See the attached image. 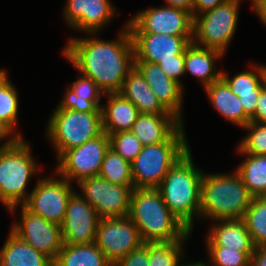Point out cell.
<instances>
[{
    "instance_id": "9c48e42d",
    "label": "cell",
    "mask_w": 266,
    "mask_h": 266,
    "mask_svg": "<svg viewBox=\"0 0 266 266\" xmlns=\"http://www.w3.org/2000/svg\"><path fill=\"white\" fill-rule=\"evenodd\" d=\"M53 174L39 178L23 206L33 214L61 226L68 201L75 189L68 180L56 172Z\"/></svg>"
},
{
    "instance_id": "b9f144b4",
    "label": "cell",
    "mask_w": 266,
    "mask_h": 266,
    "mask_svg": "<svg viewBox=\"0 0 266 266\" xmlns=\"http://www.w3.org/2000/svg\"><path fill=\"white\" fill-rule=\"evenodd\" d=\"M250 3L259 21L266 26V0H250Z\"/></svg>"
},
{
    "instance_id": "ac0fdd59",
    "label": "cell",
    "mask_w": 266,
    "mask_h": 266,
    "mask_svg": "<svg viewBox=\"0 0 266 266\" xmlns=\"http://www.w3.org/2000/svg\"><path fill=\"white\" fill-rule=\"evenodd\" d=\"M135 68L141 73L150 89L161 104L183 123L184 88L175 80L170 79L158 64L146 61H135Z\"/></svg>"
},
{
    "instance_id": "7402d4cb",
    "label": "cell",
    "mask_w": 266,
    "mask_h": 266,
    "mask_svg": "<svg viewBox=\"0 0 266 266\" xmlns=\"http://www.w3.org/2000/svg\"><path fill=\"white\" fill-rule=\"evenodd\" d=\"M184 123L174 114H139L131 132L143 146L166 142Z\"/></svg>"
},
{
    "instance_id": "4316f807",
    "label": "cell",
    "mask_w": 266,
    "mask_h": 266,
    "mask_svg": "<svg viewBox=\"0 0 266 266\" xmlns=\"http://www.w3.org/2000/svg\"><path fill=\"white\" fill-rule=\"evenodd\" d=\"M0 249V266H53V261L11 230Z\"/></svg>"
},
{
    "instance_id": "ffe728a7",
    "label": "cell",
    "mask_w": 266,
    "mask_h": 266,
    "mask_svg": "<svg viewBox=\"0 0 266 266\" xmlns=\"http://www.w3.org/2000/svg\"><path fill=\"white\" fill-rule=\"evenodd\" d=\"M213 222L205 236L206 247H226L244 253H254L255 246L242 218Z\"/></svg>"
},
{
    "instance_id": "484cf974",
    "label": "cell",
    "mask_w": 266,
    "mask_h": 266,
    "mask_svg": "<svg viewBox=\"0 0 266 266\" xmlns=\"http://www.w3.org/2000/svg\"><path fill=\"white\" fill-rule=\"evenodd\" d=\"M203 90L212 106L225 120L241 128L250 122V118L243 110L240 98L230 90L222 79L211 83Z\"/></svg>"
},
{
    "instance_id": "7bdbcfd3",
    "label": "cell",
    "mask_w": 266,
    "mask_h": 266,
    "mask_svg": "<svg viewBox=\"0 0 266 266\" xmlns=\"http://www.w3.org/2000/svg\"><path fill=\"white\" fill-rule=\"evenodd\" d=\"M165 6L193 13V0H164Z\"/></svg>"
},
{
    "instance_id": "6da1fadb",
    "label": "cell",
    "mask_w": 266,
    "mask_h": 266,
    "mask_svg": "<svg viewBox=\"0 0 266 266\" xmlns=\"http://www.w3.org/2000/svg\"><path fill=\"white\" fill-rule=\"evenodd\" d=\"M72 37L62 49L64 58L77 73L91 78L104 93H119L123 82L135 67V52L126 23L118 31V38L102 40L98 33Z\"/></svg>"
},
{
    "instance_id": "30bf717a",
    "label": "cell",
    "mask_w": 266,
    "mask_h": 266,
    "mask_svg": "<svg viewBox=\"0 0 266 266\" xmlns=\"http://www.w3.org/2000/svg\"><path fill=\"white\" fill-rule=\"evenodd\" d=\"M109 148V135L103 132L83 145L65 151L56 160L54 170L57 175L71 184H78L83 179L98 176L105 153Z\"/></svg>"
},
{
    "instance_id": "ee69618b",
    "label": "cell",
    "mask_w": 266,
    "mask_h": 266,
    "mask_svg": "<svg viewBox=\"0 0 266 266\" xmlns=\"http://www.w3.org/2000/svg\"><path fill=\"white\" fill-rule=\"evenodd\" d=\"M17 137L4 125L0 122V144L3 142L0 146H9L11 145Z\"/></svg>"
},
{
    "instance_id": "8fae6325",
    "label": "cell",
    "mask_w": 266,
    "mask_h": 266,
    "mask_svg": "<svg viewBox=\"0 0 266 266\" xmlns=\"http://www.w3.org/2000/svg\"><path fill=\"white\" fill-rule=\"evenodd\" d=\"M77 186L100 219L128 216L134 186L116 185L99 176L83 179Z\"/></svg>"
},
{
    "instance_id": "7a4b0ae2",
    "label": "cell",
    "mask_w": 266,
    "mask_h": 266,
    "mask_svg": "<svg viewBox=\"0 0 266 266\" xmlns=\"http://www.w3.org/2000/svg\"><path fill=\"white\" fill-rule=\"evenodd\" d=\"M128 217L144 243L174 242L190 232L169 210L157 188H134Z\"/></svg>"
},
{
    "instance_id": "9a60e30c",
    "label": "cell",
    "mask_w": 266,
    "mask_h": 266,
    "mask_svg": "<svg viewBox=\"0 0 266 266\" xmlns=\"http://www.w3.org/2000/svg\"><path fill=\"white\" fill-rule=\"evenodd\" d=\"M63 7L66 26L82 33H99L117 16L111 0H67Z\"/></svg>"
},
{
    "instance_id": "44dd1931",
    "label": "cell",
    "mask_w": 266,
    "mask_h": 266,
    "mask_svg": "<svg viewBox=\"0 0 266 266\" xmlns=\"http://www.w3.org/2000/svg\"><path fill=\"white\" fill-rule=\"evenodd\" d=\"M76 79L70 83L59 105L55 109L73 110L76 112H102L101 99L104 93L98 88L96 83L89 77L76 74Z\"/></svg>"
},
{
    "instance_id": "836d02e7",
    "label": "cell",
    "mask_w": 266,
    "mask_h": 266,
    "mask_svg": "<svg viewBox=\"0 0 266 266\" xmlns=\"http://www.w3.org/2000/svg\"><path fill=\"white\" fill-rule=\"evenodd\" d=\"M242 129L248 134L241 139L237 147L249 155H266V123L250 121Z\"/></svg>"
},
{
    "instance_id": "ba28073f",
    "label": "cell",
    "mask_w": 266,
    "mask_h": 266,
    "mask_svg": "<svg viewBox=\"0 0 266 266\" xmlns=\"http://www.w3.org/2000/svg\"><path fill=\"white\" fill-rule=\"evenodd\" d=\"M240 4L241 0H226L214 9L195 16L192 43L226 55L238 27Z\"/></svg>"
},
{
    "instance_id": "3957f363",
    "label": "cell",
    "mask_w": 266,
    "mask_h": 266,
    "mask_svg": "<svg viewBox=\"0 0 266 266\" xmlns=\"http://www.w3.org/2000/svg\"><path fill=\"white\" fill-rule=\"evenodd\" d=\"M191 149L168 171L157 187L169 210L193 233L200 220L203 171L194 165Z\"/></svg>"
},
{
    "instance_id": "7dc6e473",
    "label": "cell",
    "mask_w": 266,
    "mask_h": 266,
    "mask_svg": "<svg viewBox=\"0 0 266 266\" xmlns=\"http://www.w3.org/2000/svg\"><path fill=\"white\" fill-rule=\"evenodd\" d=\"M263 84L264 87L266 88V65H263Z\"/></svg>"
},
{
    "instance_id": "603a6c76",
    "label": "cell",
    "mask_w": 266,
    "mask_h": 266,
    "mask_svg": "<svg viewBox=\"0 0 266 266\" xmlns=\"http://www.w3.org/2000/svg\"><path fill=\"white\" fill-rule=\"evenodd\" d=\"M107 103L101 105L102 128L108 135L131 131L140 114L138 108L120 93H107Z\"/></svg>"
},
{
    "instance_id": "2e32d148",
    "label": "cell",
    "mask_w": 266,
    "mask_h": 266,
    "mask_svg": "<svg viewBox=\"0 0 266 266\" xmlns=\"http://www.w3.org/2000/svg\"><path fill=\"white\" fill-rule=\"evenodd\" d=\"M76 190L70 197L61 225L63 243L68 245L95 242L100 218L95 209Z\"/></svg>"
},
{
    "instance_id": "277c9868",
    "label": "cell",
    "mask_w": 266,
    "mask_h": 266,
    "mask_svg": "<svg viewBox=\"0 0 266 266\" xmlns=\"http://www.w3.org/2000/svg\"><path fill=\"white\" fill-rule=\"evenodd\" d=\"M253 198L236 170L224 174L203 173L200 220L212 222L243 218Z\"/></svg>"
},
{
    "instance_id": "5b68a950",
    "label": "cell",
    "mask_w": 266,
    "mask_h": 266,
    "mask_svg": "<svg viewBox=\"0 0 266 266\" xmlns=\"http://www.w3.org/2000/svg\"><path fill=\"white\" fill-rule=\"evenodd\" d=\"M32 155V149L25 138H17L0 153V204L9 213L23 205L31 192L26 191L28 181L42 169Z\"/></svg>"
},
{
    "instance_id": "e0dca14e",
    "label": "cell",
    "mask_w": 266,
    "mask_h": 266,
    "mask_svg": "<svg viewBox=\"0 0 266 266\" xmlns=\"http://www.w3.org/2000/svg\"><path fill=\"white\" fill-rule=\"evenodd\" d=\"M135 61L158 64L161 60L175 59L193 41V36H173L155 33H131Z\"/></svg>"
},
{
    "instance_id": "74e56055",
    "label": "cell",
    "mask_w": 266,
    "mask_h": 266,
    "mask_svg": "<svg viewBox=\"0 0 266 266\" xmlns=\"http://www.w3.org/2000/svg\"><path fill=\"white\" fill-rule=\"evenodd\" d=\"M148 243L131 251L126 257L118 260L113 266H149Z\"/></svg>"
},
{
    "instance_id": "cb8c5ba5",
    "label": "cell",
    "mask_w": 266,
    "mask_h": 266,
    "mask_svg": "<svg viewBox=\"0 0 266 266\" xmlns=\"http://www.w3.org/2000/svg\"><path fill=\"white\" fill-rule=\"evenodd\" d=\"M224 56L218 50L202 48L191 43L185 49V74L189 73L197 78L204 89L221 79L222 70L216 68V61L221 60Z\"/></svg>"
},
{
    "instance_id": "c3c4849f",
    "label": "cell",
    "mask_w": 266,
    "mask_h": 266,
    "mask_svg": "<svg viewBox=\"0 0 266 266\" xmlns=\"http://www.w3.org/2000/svg\"><path fill=\"white\" fill-rule=\"evenodd\" d=\"M4 147H7V146H0V153H1V151H2V149H3Z\"/></svg>"
},
{
    "instance_id": "d4e9b609",
    "label": "cell",
    "mask_w": 266,
    "mask_h": 266,
    "mask_svg": "<svg viewBox=\"0 0 266 266\" xmlns=\"http://www.w3.org/2000/svg\"><path fill=\"white\" fill-rule=\"evenodd\" d=\"M119 93L130 100L141 114H173L161 104L135 67L125 78Z\"/></svg>"
},
{
    "instance_id": "bcb514c9",
    "label": "cell",
    "mask_w": 266,
    "mask_h": 266,
    "mask_svg": "<svg viewBox=\"0 0 266 266\" xmlns=\"http://www.w3.org/2000/svg\"><path fill=\"white\" fill-rule=\"evenodd\" d=\"M8 76L7 69L0 68V83Z\"/></svg>"
},
{
    "instance_id": "d590c367",
    "label": "cell",
    "mask_w": 266,
    "mask_h": 266,
    "mask_svg": "<svg viewBox=\"0 0 266 266\" xmlns=\"http://www.w3.org/2000/svg\"><path fill=\"white\" fill-rule=\"evenodd\" d=\"M109 139L110 147L130 163L143 148L142 143L131 131L113 133L109 135Z\"/></svg>"
},
{
    "instance_id": "8992f818",
    "label": "cell",
    "mask_w": 266,
    "mask_h": 266,
    "mask_svg": "<svg viewBox=\"0 0 266 266\" xmlns=\"http://www.w3.org/2000/svg\"><path fill=\"white\" fill-rule=\"evenodd\" d=\"M183 124L166 142L143 146L131 162L134 188H157L171 167L181 159L190 146Z\"/></svg>"
},
{
    "instance_id": "7c38bea8",
    "label": "cell",
    "mask_w": 266,
    "mask_h": 266,
    "mask_svg": "<svg viewBox=\"0 0 266 266\" xmlns=\"http://www.w3.org/2000/svg\"><path fill=\"white\" fill-rule=\"evenodd\" d=\"M130 33H155L193 36L194 18L190 12L168 6L151 7L137 12L125 22Z\"/></svg>"
},
{
    "instance_id": "5bb4252c",
    "label": "cell",
    "mask_w": 266,
    "mask_h": 266,
    "mask_svg": "<svg viewBox=\"0 0 266 266\" xmlns=\"http://www.w3.org/2000/svg\"><path fill=\"white\" fill-rule=\"evenodd\" d=\"M19 217L12 223L10 230L54 261L64 244L61 226L33 214L23 205H20Z\"/></svg>"
},
{
    "instance_id": "4fadbf2b",
    "label": "cell",
    "mask_w": 266,
    "mask_h": 266,
    "mask_svg": "<svg viewBox=\"0 0 266 266\" xmlns=\"http://www.w3.org/2000/svg\"><path fill=\"white\" fill-rule=\"evenodd\" d=\"M94 243L112 265L144 244L138 228L128 216L100 219Z\"/></svg>"
},
{
    "instance_id": "d6986e66",
    "label": "cell",
    "mask_w": 266,
    "mask_h": 266,
    "mask_svg": "<svg viewBox=\"0 0 266 266\" xmlns=\"http://www.w3.org/2000/svg\"><path fill=\"white\" fill-rule=\"evenodd\" d=\"M250 69L236 73L230 77L222 70L221 79L230 90L240 98L245 114L251 119L254 116L257 99L263 84V65L249 64Z\"/></svg>"
},
{
    "instance_id": "4dcf8cb0",
    "label": "cell",
    "mask_w": 266,
    "mask_h": 266,
    "mask_svg": "<svg viewBox=\"0 0 266 266\" xmlns=\"http://www.w3.org/2000/svg\"><path fill=\"white\" fill-rule=\"evenodd\" d=\"M190 231L183 239L174 242L148 243L149 266H178L184 260V244L191 237ZM183 247V248H182Z\"/></svg>"
},
{
    "instance_id": "f6af8a7d",
    "label": "cell",
    "mask_w": 266,
    "mask_h": 266,
    "mask_svg": "<svg viewBox=\"0 0 266 266\" xmlns=\"http://www.w3.org/2000/svg\"><path fill=\"white\" fill-rule=\"evenodd\" d=\"M178 266H209V265L207 261H202V260L197 261V262H192V263L187 262V264L186 263L182 264V260H181V264L179 263Z\"/></svg>"
},
{
    "instance_id": "52a82bcc",
    "label": "cell",
    "mask_w": 266,
    "mask_h": 266,
    "mask_svg": "<svg viewBox=\"0 0 266 266\" xmlns=\"http://www.w3.org/2000/svg\"><path fill=\"white\" fill-rule=\"evenodd\" d=\"M46 125V137L57 159L72 148L83 145L103 133L102 112H76L54 109Z\"/></svg>"
},
{
    "instance_id": "f1b7e54d",
    "label": "cell",
    "mask_w": 266,
    "mask_h": 266,
    "mask_svg": "<svg viewBox=\"0 0 266 266\" xmlns=\"http://www.w3.org/2000/svg\"><path fill=\"white\" fill-rule=\"evenodd\" d=\"M236 151L244 156L235 168L244 185L254 197L266 196V155H249L238 147Z\"/></svg>"
},
{
    "instance_id": "1f68e13d",
    "label": "cell",
    "mask_w": 266,
    "mask_h": 266,
    "mask_svg": "<svg viewBox=\"0 0 266 266\" xmlns=\"http://www.w3.org/2000/svg\"><path fill=\"white\" fill-rule=\"evenodd\" d=\"M98 176L116 185L134 186L131 163L111 147L105 153Z\"/></svg>"
},
{
    "instance_id": "60d3db41",
    "label": "cell",
    "mask_w": 266,
    "mask_h": 266,
    "mask_svg": "<svg viewBox=\"0 0 266 266\" xmlns=\"http://www.w3.org/2000/svg\"><path fill=\"white\" fill-rule=\"evenodd\" d=\"M250 266H266V246L255 247Z\"/></svg>"
},
{
    "instance_id": "e575fe53",
    "label": "cell",
    "mask_w": 266,
    "mask_h": 266,
    "mask_svg": "<svg viewBox=\"0 0 266 266\" xmlns=\"http://www.w3.org/2000/svg\"><path fill=\"white\" fill-rule=\"evenodd\" d=\"M209 255V266H250L254 253H244L226 247H206Z\"/></svg>"
},
{
    "instance_id": "f546056e",
    "label": "cell",
    "mask_w": 266,
    "mask_h": 266,
    "mask_svg": "<svg viewBox=\"0 0 266 266\" xmlns=\"http://www.w3.org/2000/svg\"><path fill=\"white\" fill-rule=\"evenodd\" d=\"M17 88L7 76L0 83V122L4 124L17 138L22 134L17 129L19 95Z\"/></svg>"
},
{
    "instance_id": "83f0119b",
    "label": "cell",
    "mask_w": 266,
    "mask_h": 266,
    "mask_svg": "<svg viewBox=\"0 0 266 266\" xmlns=\"http://www.w3.org/2000/svg\"><path fill=\"white\" fill-rule=\"evenodd\" d=\"M53 266H113L95 243L68 245L53 261Z\"/></svg>"
},
{
    "instance_id": "d6a6232c",
    "label": "cell",
    "mask_w": 266,
    "mask_h": 266,
    "mask_svg": "<svg viewBox=\"0 0 266 266\" xmlns=\"http://www.w3.org/2000/svg\"><path fill=\"white\" fill-rule=\"evenodd\" d=\"M242 219L254 246H266V196L254 197Z\"/></svg>"
},
{
    "instance_id": "8d00e7d4",
    "label": "cell",
    "mask_w": 266,
    "mask_h": 266,
    "mask_svg": "<svg viewBox=\"0 0 266 266\" xmlns=\"http://www.w3.org/2000/svg\"><path fill=\"white\" fill-rule=\"evenodd\" d=\"M184 62L185 50L181 54L175 55V59L161 60L158 65L167 77L175 80L184 88V81L181 79L185 75Z\"/></svg>"
},
{
    "instance_id": "ab89813d",
    "label": "cell",
    "mask_w": 266,
    "mask_h": 266,
    "mask_svg": "<svg viewBox=\"0 0 266 266\" xmlns=\"http://www.w3.org/2000/svg\"><path fill=\"white\" fill-rule=\"evenodd\" d=\"M226 0H193V18L205 11L214 9Z\"/></svg>"
},
{
    "instance_id": "f35d334b",
    "label": "cell",
    "mask_w": 266,
    "mask_h": 266,
    "mask_svg": "<svg viewBox=\"0 0 266 266\" xmlns=\"http://www.w3.org/2000/svg\"><path fill=\"white\" fill-rule=\"evenodd\" d=\"M250 121L256 123H266V88L264 87L259 94L257 99V105L255 108L254 116Z\"/></svg>"
}]
</instances>
